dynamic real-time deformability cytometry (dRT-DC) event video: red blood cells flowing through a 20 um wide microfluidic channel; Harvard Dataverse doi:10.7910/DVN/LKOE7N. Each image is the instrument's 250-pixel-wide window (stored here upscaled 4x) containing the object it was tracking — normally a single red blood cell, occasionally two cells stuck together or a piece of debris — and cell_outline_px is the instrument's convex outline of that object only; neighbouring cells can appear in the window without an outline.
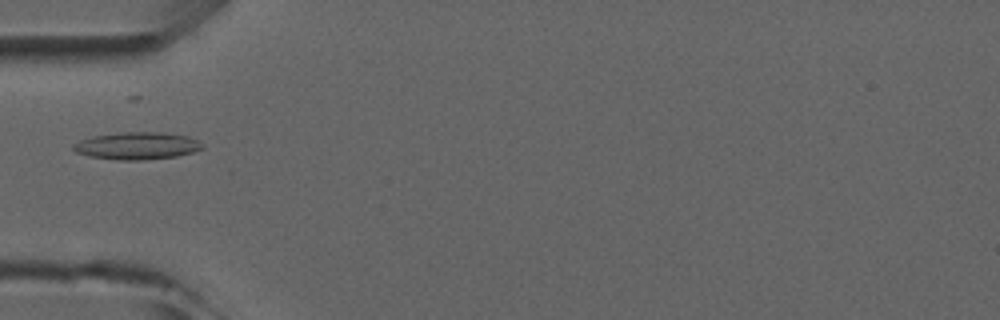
{"species": "common noctule bat (a hibernating species)", "species_latin": "Nyctalus noctula", "temperature_condition": "room temperature", "stored_images_in_passage": 3, "camera_frame_rate_fps": 3000, "um_per_image_px": 0.085, "animal": {"sex": "male", "forearm_length_mm": 52.5}, "frame": {"image": 1, "passage_image": 3, "time_ms": 2.333, "image_size_px": [1000, 320], "cell_outline_px": [[204, 148], [192, 152], [176, 156], [144, 160], [120, 160], [88, 156], [76, 152], [72, 148], [72, 144], [80, 140], [92, 136], [120, 132], [160, 132], [188, 136], [204, 144]], "centroid_in_image_um": [11.63, 12.39], "position_along_channel_um": 73.4, "area_um2": 20.58}}